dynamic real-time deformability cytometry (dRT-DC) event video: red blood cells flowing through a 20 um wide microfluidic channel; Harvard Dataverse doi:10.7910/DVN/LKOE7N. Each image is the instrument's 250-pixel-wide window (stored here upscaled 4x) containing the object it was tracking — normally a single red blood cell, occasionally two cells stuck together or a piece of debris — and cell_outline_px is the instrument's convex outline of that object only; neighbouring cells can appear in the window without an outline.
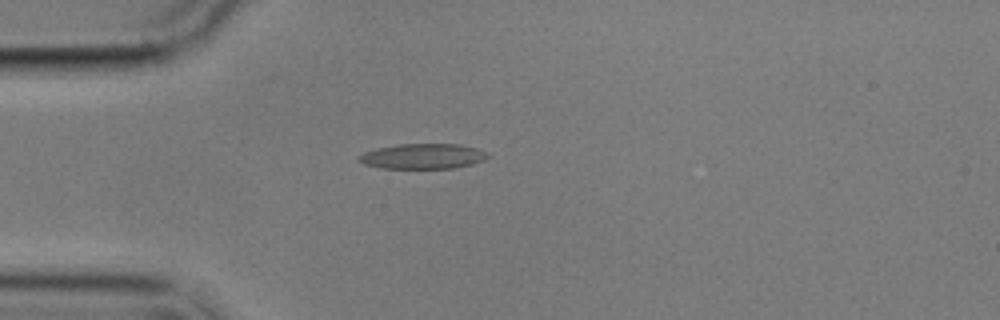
{"species": "common noctule bat (a hibernating species)", "species_latin": "Nyctalus noctula", "temperature_condition": "cold", "stored_images_in_passage": 1, "camera_frame_rate_fps": 3000, "um_per_image_px": 0.085, "animal": {"sex": "male", "body_mass_g": 17.9}, "frame": {"image": 1, "passage_image": 1, "time_ms": 0.0, "image_size_px": [1000, 320], "cell_outline_px": [[492, 156], [484, 160], [472, 164], [456, 168], [380, 168], [364, 164], [356, 160], [356, 156], [364, 152], [376, 148], [400, 144], [460, 144], [476, 148]], "centroid_in_image_um": [35.91, 13.28], "position_along_channel_um": 49.1, "area_um2": 19.07}}